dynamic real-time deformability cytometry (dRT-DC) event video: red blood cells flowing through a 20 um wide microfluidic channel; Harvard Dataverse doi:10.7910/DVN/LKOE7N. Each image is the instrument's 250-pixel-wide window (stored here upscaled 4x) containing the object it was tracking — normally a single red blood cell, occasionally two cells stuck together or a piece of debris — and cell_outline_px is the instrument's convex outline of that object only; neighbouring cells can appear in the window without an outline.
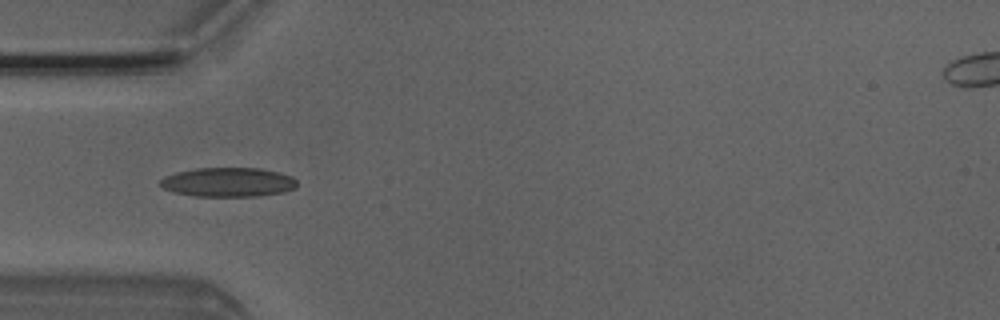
{"species": "Egyptian fruit bat (a non-hibernating species)", "species_latin": "Rousettus aegyptiacus", "temperature_condition": "room temperature", "stored_images_in_passage": 8, "camera_frame_rate_fps": 3000, "um_per_image_px": 0.085, "animal": {"sex": "male"}, "frame": {"image": 1, "passage_image": 5, "time_ms": 1.333, "image_size_px": [1000, 320], "cell_outline_px": [[296, 188], [284, 192], [256, 196], [196, 196], [176, 192], [164, 188], [160, 184], [160, 180], [164, 176], [176, 172], [196, 168], [260, 168], [292, 176], [296, 180]], "centroid_in_image_um": [19.4, 15.48], "position_along_channel_um": 65.6, "area_um2": 23.18}}
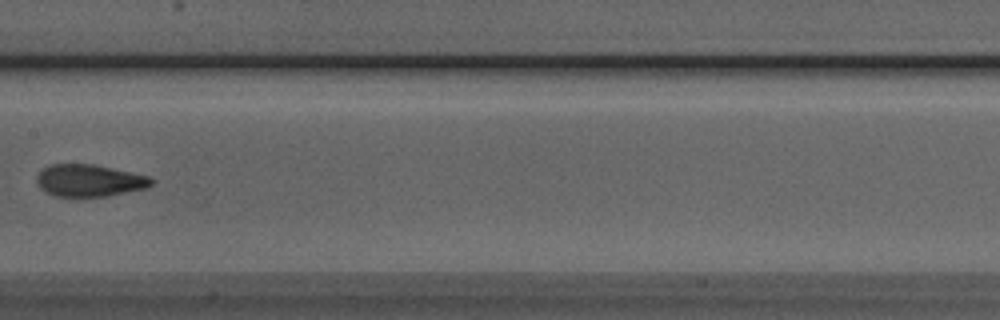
{"frame": {"image": 2, "passage_image": 8, "time_ms": 2.333, "image_size_px": [1000, 320], "cell_outline_px": [[152, 184], [148, 188], [108, 196], [76, 200], [56, 196], [40, 188], [36, 180], [36, 176], [40, 168], [48, 164], [96, 164], [148, 176], [152, 180]], "centroid_in_image_um": [7.54, 15.38], "position_along_channel_um": 199.9, "area_um2": 22.31}}